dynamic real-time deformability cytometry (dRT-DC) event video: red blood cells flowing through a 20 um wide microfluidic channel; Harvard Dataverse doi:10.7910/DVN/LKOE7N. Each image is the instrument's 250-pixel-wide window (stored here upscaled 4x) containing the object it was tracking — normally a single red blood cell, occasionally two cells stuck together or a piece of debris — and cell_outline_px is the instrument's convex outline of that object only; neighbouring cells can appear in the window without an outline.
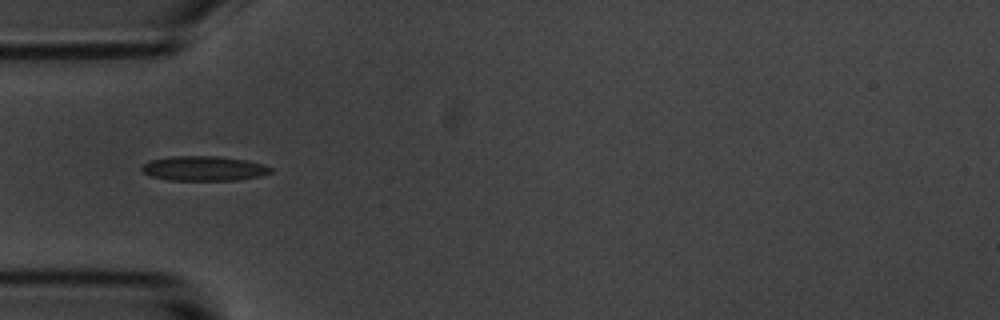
{"species": "common noctule bat (a hibernating species)", "species_latin": "Nyctalus noctula", "temperature_condition": "room temperature", "stored_images_in_passage": 39, "camera_frame_rate_fps": 3000, "um_per_image_px": 0.085, "animal": {"sex": "male", "body_mass_g": 20.1, "forearm_length_mm": 53.5}, "frame": {"image": 1, "passage_image": 1, "time_ms": 0.0, "image_size_px": [1000, 320], "cell_outline_px": [[272, 172], [260, 176], [236, 180], [168, 180], [152, 176], [144, 172], [140, 168], [148, 160], [168, 156], [216, 156], [248, 160], [264, 164], [272, 168]], "centroid_in_image_um": [17.33, 14.31], "position_along_channel_um": 67.7, "area_um2": 18.67}}
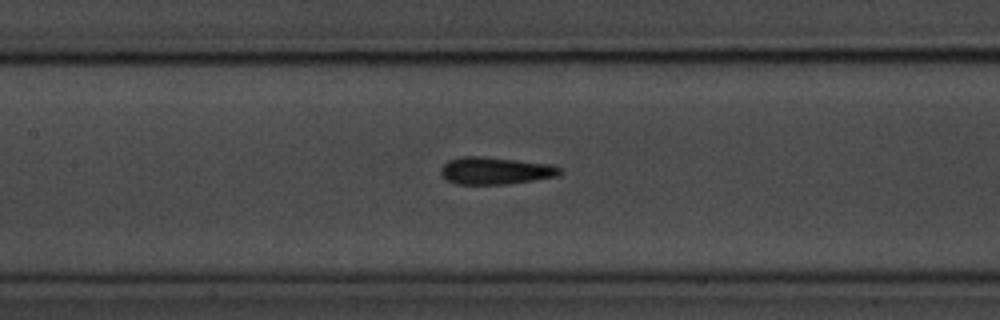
{"frame": {"image": 2, "passage_image": 9, "time_ms": 2.667, "image_size_px": [1000, 320], "cell_outline_px": [[564, 172], [556, 176], [508, 184], [456, 184], [448, 180], [440, 172], [440, 168], [448, 160], [464, 156], [484, 156], [552, 164], [560, 168]], "centroid_in_image_um": [42.11, 14.5], "position_along_channel_um": 165.3, "area_um2": 18.9}}
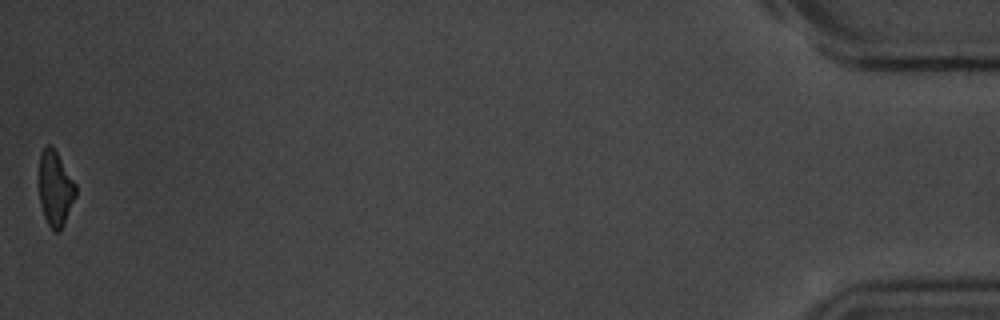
{"frame": {"image": 3, "passage_image": 39, "time_ms": 12.667, "image_size_px": [1000, 320], "cell_outline_px": [[76, 196], [64, 224], [60, 232], [56, 232], [48, 224], [44, 216], [40, 204], [40, 152], [48, 144], [52, 144], [76, 184]], "centroid_in_image_um": [4.71, 16.02], "position_along_channel_um": 430.5, "area_um2": 15.95}, "authors_computed_cell_mechanics": {"area_um2": 18.207, "velocity_mm_per_s": 3.6337, "shape_relaxation_time_tau1_ms": 2.5749, "shape_relaxation_time_tau2_ms": 2.2269, "deformation_change_tau1": 0.1008, "deformation_change_tau2": 0.0802}}